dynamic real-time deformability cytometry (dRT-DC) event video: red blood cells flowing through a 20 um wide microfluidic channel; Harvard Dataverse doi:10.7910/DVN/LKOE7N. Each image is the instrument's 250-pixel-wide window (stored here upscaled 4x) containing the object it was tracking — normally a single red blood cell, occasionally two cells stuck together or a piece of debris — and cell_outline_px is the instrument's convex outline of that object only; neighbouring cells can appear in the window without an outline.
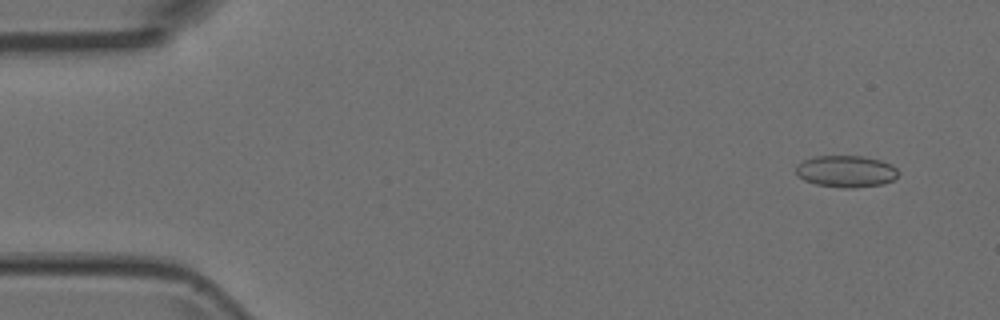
{"species": "Egyptian fruit bat (a non-hibernating species)", "species_latin": "Rousettus aegyptiacus", "temperature_condition": "room temperature", "stored_images_in_passage": 3, "camera_frame_rate_fps": 3000, "um_per_image_px": 0.085, "animal": {"sex": "female"}, "frame": {"image": 1, "passage_image": 1, "time_ms": 0.0, "image_size_px": [1000, 320], "cell_outline_px": [[896, 176], [892, 180], [884, 184], [856, 188], [844, 188], [816, 184], [804, 180], [796, 176], [796, 164], [804, 160], [816, 156], [864, 156], [880, 160], [892, 164], [896, 168]], "centroid_in_image_um": [71.89, 14.57], "position_along_channel_um": 13.1, "area_um2": 19.02}}